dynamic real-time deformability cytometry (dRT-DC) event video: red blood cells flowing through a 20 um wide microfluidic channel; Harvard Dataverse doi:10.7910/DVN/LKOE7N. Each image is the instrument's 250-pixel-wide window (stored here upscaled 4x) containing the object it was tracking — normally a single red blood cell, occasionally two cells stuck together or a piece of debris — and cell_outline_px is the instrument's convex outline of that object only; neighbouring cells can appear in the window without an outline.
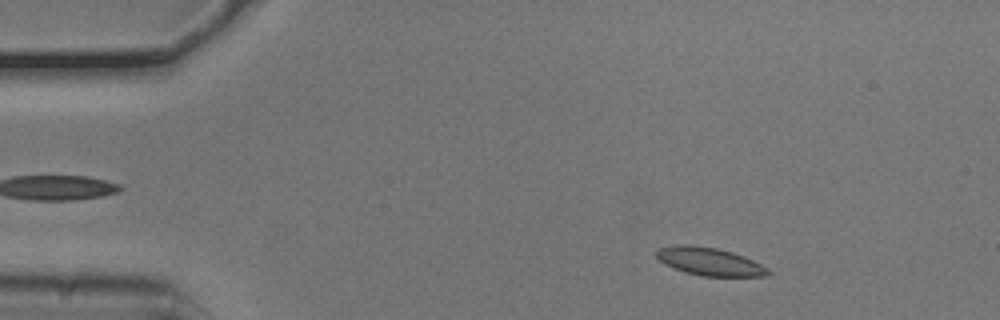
{"species": "common noctule bat (a hibernating species)", "species_latin": "Nyctalus noctula", "temperature_condition": "cold", "stored_images_in_passage": 52, "camera_frame_rate_fps": 3000, "um_per_image_px": 0.085, "animal": {"sex": "male", "body_mass_g": 20.5, "forearm_length_mm": 52.5}, "frame": {"image": 1, "passage_image": 6, "time_ms": 1.667, "image_size_px": [1000, 320], "cell_outline_px": [[772, 272], [768, 276], [700, 276], [684, 272], [664, 264], [656, 256], [656, 252], [660, 248], [680, 244], [692, 244], [716, 248], [732, 252], [744, 256], [768, 268]], "centroid_in_image_um": [60.32, 22.23], "position_along_channel_um": 24.7, "area_um2": 18.21}}
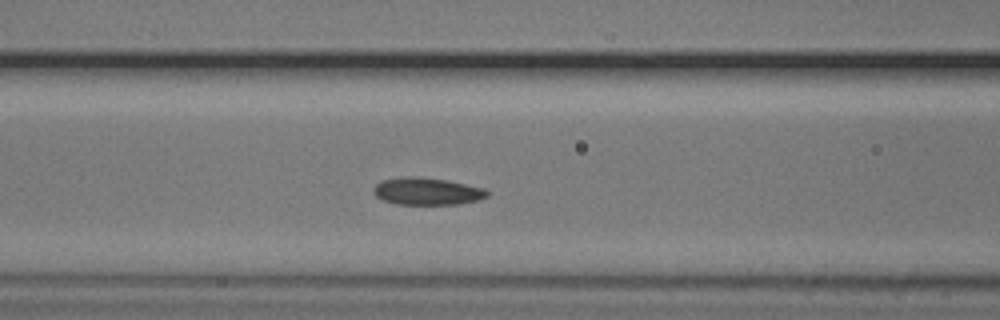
{"frame": {"image": 2, "passage_image": 20, "time_ms": 6.333, "image_size_px": [1000, 320], "cell_outline_px": [[488, 196], [480, 200], [456, 204], [396, 204], [384, 200], [376, 196], [372, 192], [372, 188], [376, 184], [384, 180], [404, 176], [420, 176], [448, 180], [484, 188], [488, 192]], "centroid_in_image_um": [36.29, 16.25], "position_along_channel_um": 130.3, "area_um2": 18.15}}
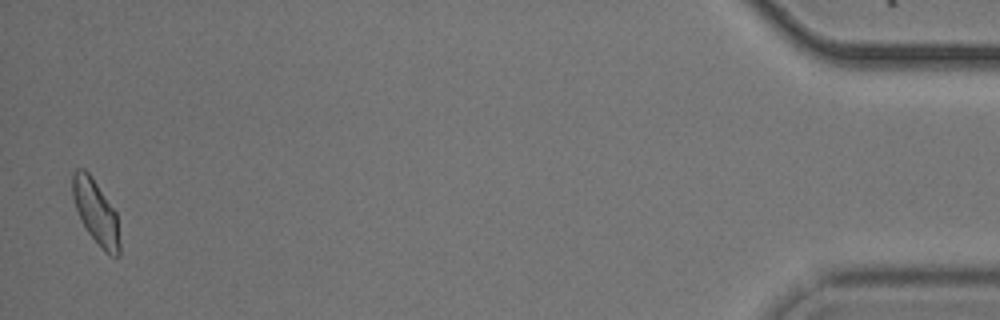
{"frame": {"image": 3, "passage_image": 51, "time_ms": 16.667, "image_size_px": [1000, 320], "cell_outline_px": [[120, 256], [112, 256], [104, 252], [88, 232], [76, 208], [72, 196], [72, 172], [76, 168], [84, 168], [92, 176], [116, 212], [120, 244]], "centroid_in_image_um": [8.15, 18.01], "position_along_channel_um": 427.1, "area_um2": 17.57}, "authors_computed_cell_mechanics": {"area_um2": 17.8313, "velocity_mm_per_s": 3.7409, "shape_relaxation_time_tau1_ms": 3.3063, "shape_relaxation_time_tau2_ms": 5.3406, "deformation_change_tau1": 0.0934, "deformation_change_tau2": 0.1007}}